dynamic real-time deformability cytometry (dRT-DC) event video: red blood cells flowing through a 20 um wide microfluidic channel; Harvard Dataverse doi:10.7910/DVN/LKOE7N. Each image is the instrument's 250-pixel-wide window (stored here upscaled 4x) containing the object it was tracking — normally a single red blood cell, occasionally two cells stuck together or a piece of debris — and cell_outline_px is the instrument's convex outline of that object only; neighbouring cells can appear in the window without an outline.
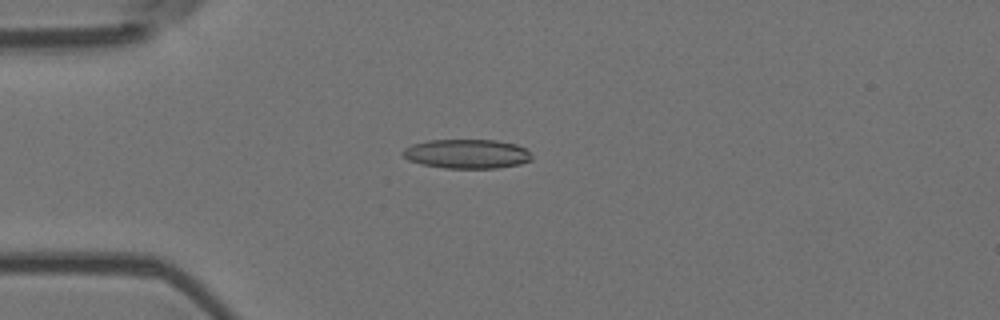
{"species": "Egyptian fruit bat (a non-hibernating species)", "species_latin": "Rousettus aegyptiacus", "temperature_condition": "room temperature", "stored_images_in_passage": 9, "camera_frame_rate_fps": 3000, "um_per_image_px": 0.085, "animal": {"sex": "female"}, "frame": {"image": 1, "passage_image": 3, "time_ms": 0.667, "image_size_px": [1000, 320], "cell_outline_px": [[532, 160], [520, 164], [496, 168], [444, 168], [420, 164], [408, 160], [400, 152], [404, 148], [412, 144], [428, 140], [496, 140], [516, 144], [524, 148], [532, 156]], "centroid_in_image_um": [39.66, 13.08], "position_along_channel_um": 45.3, "area_um2": 22.08}}
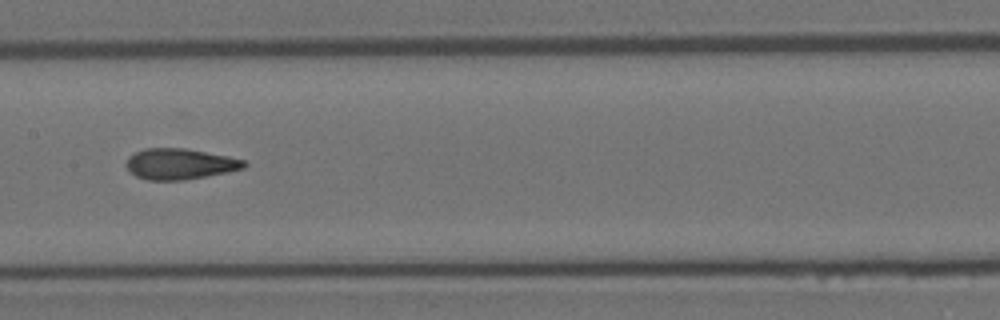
{"frame": {"image": 2, "passage_image": 7, "time_ms": 2.0, "image_size_px": [1000, 320], "cell_outline_px": [[248, 164], [244, 168], [228, 172], [184, 180], [148, 180], [136, 176], [124, 164], [128, 156], [144, 148], [184, 148], [228, 156], [244, 160]], "centroid_in_image_um": [15.28, 13.93], "position_along_channel_um": 192.1, "area_um2": 21.15}}
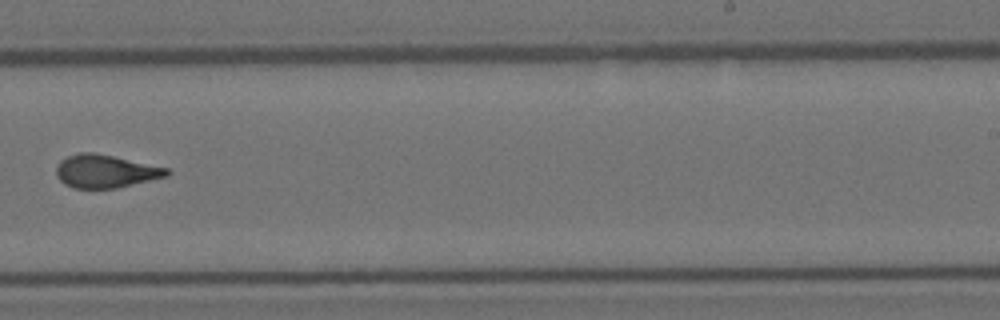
{"frame": {"image": 3, "passage_image": 9, "time_ms": 2.667, "image_size_px": [1000, 320], "cell_outline_px": [[172, 172], [168, 176], [116, 188], [72, 188], [64, 184], [56, 176], [56, 168], [60, 160], [68, 156], [80, 152], [92, 152], [112, 156], [168, 168]], "centroid_in_image_um": [8.95, 14.56], "position_along_channel_um": 280.1, "area_um2": 21.21}}